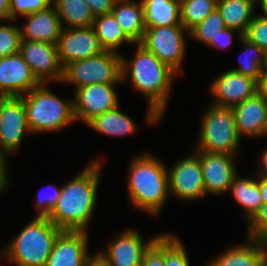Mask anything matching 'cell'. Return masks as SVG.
<instances>
[{
  "mask_svg": "<svg viewBox=\"0 0 267 266\" xmlns=\"http://www.w3.org/2000/svg\"><path fill=\"white\" fill-rule=\"evenodd\" d=\"M134 59L126 61L121 56L122 81L129 75L137 91L148 100L147 122L158 124L164 114L170 89L177 73L160 61L151 51L137 43Z\"/></svg>",
  "mask_w": 267,
  "mask_h": 266,
  "instance_id": "6da1fadb",
  "label": "cell"
},
{
  "mask_svg": "<svg viewBox=\"0 0 267 266\" xmlns=\"http://www.w3.org/2000/svg\"><path fill=\"white\" fill-rule=\"evenodd\" d=\"M101 163H90L75 178L62 186L57 204L47 217L56 227L86 231L96 206Z\"/></svg>",
  "mask_w": 267,
  "mask_h": 266,
  "instance_id": "7a4b0ae2",
  "label": "cell"
},
{
  "mask_svg": "<svg viewBox=\"0 0 267 266\" xmlns=\"http://www.w3.org/2000/svg\"><path fill=\"white\" fill-rule=\"evenodd\" d=\"M131 163L127 184L132 206L157 216L170 193L168 169L150 153Z\"/></svg>",
  "mask_w": 267,
  "mask_h": 266,
  "instance_id": "3957f363",
  "label": "cell"
},
{
  "mask_svg": "<svg viewBox=\"0 0 267 266\" xmlns=\"http://www.w3.org/2000/svg\"><path fill=\"white\" fill-rule=\"evenodd\" d=\"M62 231L47 217L36 216L4 249V256L17 266H45Z\"/></svg>",
  "mask_w": 267,
  "mask_h": 266,
  "instance_id": "277c9868",
  "label": "cell"
},
{
  "mask_svg": "<svg viewBox=\"0 0 267 266\" xmlns=\"http://www.w3.org/2000/svg\"><path fill=\"white\" fill-rule=\"evenodd\" d=\"M21 97L31 133L56 131L75 122L73 100H61L50 92L46 83H40Z\"/></svg>",
  "mask_w": 267,
  "mask_h": 266,
  "instance_id": "5b68a950",
  "label": "cell"
},
{
  "mask_svg": "<svg viewBox=\"0 0 267 266\" xmlns=\"http://www.w3.org/2000/svg\"><path fill=\"white\" fill-rule=\"evenodd\" d=\"M196 151L235 155L240 136L232 108L212 104L202 120Z\"/></svg>",
  "mask_w": 267,
  "mask_h": 266,
  "instance_id": "8992f818",
  "label": "cell"
},
{
  "mask_svg": "<svg viewBox=\"0 0 267 266\" xmlns=\"http://www.w3.org/2000/svg\"><path fill=\"white\" fill-rule=\"evenodd\" d=\"M75 84L76 88L91 84L119 83L122 81L121 55L105 50L99 55L76 60L63 68L62 82Z\"/></svg>",
  "mask_w": 267,
  "mask_h": 266,
  "instance_id": "52a82bcc",
  "label": "cell"
},
{
  "mask_svg": "<svg viewBox=\"0 0 267 266\" xmlns=\"http://www.w3.org/2000/svg\"><path fill=\"white\" fill-rule=\"evenodd\" d=\"M185 31L183 25L148 27L140 44L179 74L186 50Z\"/></svg>",
  "mask_w": 267,
  "mask_h": 266,
  "instance_id": "ba28073f",
  "label": "cell"
},
{
  "mask_svg": "<svg viewBox=\"0 0 267 266\" xmlns=\"http://www.w3.org/2000/svg\"><path fill=\"white\" fill-rule=\"evenodd\" d=\"M25 132L31 134L22 97H7L0 108V158L12 154ZM5 154V155H4Z\"/></svg>",
  "mask_w": 267,
  "mask_h": 266,
  "instance_id": "9c48e42d",
  "label": "cell"
},
{
  "mask_svg": "<svg viewBox=\"0 0 267 266\" xmlns=\"http://www.w3.org/2000/svg\"><path fill=\"white\" fill-rule=\"evenodd\" d=\"M19 53L40 83L54 80L62 82L63 67L56 44L22 39Z\"/></svg>",
  "mask_w": 267,
  "mask_h": 266,
  "instance_id": "30bf717a",
  "label": "cell"
},
{
  "mask_svg": "<svg viewBox=\"0 0 267 266\" xmlns=\"http://www.w3.org/2000/svg\"><path fill=\"white\" fill-rule=\"evenodd\" d=\"M115 84H91L77 88L73 100L75 120H83L87 124L95 116L115 109L119 105Z\"/></svg>",
  "mask_w": 267,
  "mask_h": 266,
  "instance_id": "8fae6325",
  "label": "cell"
},
{
  "mask_svg": "<svg viewBox=\"0 0 267 266\" xmlns=\"http://www.w3.org/2000/svg\"><path fill=\"white\" fill-rule=\"evenodd\" d=\"M169 192L182 200H197L206 195L202 167L194 154L176 162L168 169Z\"/></svg>",
  "mask_w": 267,
  "mask_h": 266,
  "instance_id": "7c38bea8",
  "label": "cell"
},
{
  "mask_svg": "<svg viewBox=\"0 0 267 266\" xmlns=\"http://www.w3.org/2000/svg\"><path fill=\"white\" fill-rule=\"evenodd\" d=\"M57 50L63 68L73 61L93 57L105 51L93 26L64 28L58 39Z\"/></svg>",
  "mask_w": 267,
  "mask_h": 266,
  "instance_id": "4fadbf2b",
  "label": "cell"
},
{
  "mask_svg": "<svg viewBox=\"0 0 267 266\" xmlns=\"http://www.w3.org/2000/svg\"><path fill=\"white\" fill-rule=\"evenodd\" d=\"M202 167L206 194L221 195L229 192L237 171L234 167V155L226 153H210L197 151L195 153Z\"/></svg>",
  "mask_w": 267,
  "mask_h": 266,
  "instance_id": "5bb4252c",
  "label": "cell"
},
{
  "mask_svg": "<svg viewBox=\"0 0 267 266\" xmlns=\"http://www.w3.org/2000/svg\"><path fill=\"white\" fill-rule=\"evenodd\" d=\"M40 82L20 53L0 58V93L7 97H21Z\"/></svg>",
  "mask_w": 267,
  "mask_h": 266,
  "instance_id": "9a60e30c",
  "label": "cell"
},
{
  "mask_svg": "<svg viewBox=\"0 0 267 266\" xmlns=\"http://www.w3.org/2000/svg\"><path fill=\"white\" fill-rule=\"evenodd\" d=\"M214 105L233 108L257 93V82L228 70L216 77L210 85Z\"/></svg>",
  "mask_w": 267,
  "mask_h": 266,
  "instance_id": "2e32d148",
  "label": "cell"
},
{
  "mask_svg": "<svg viewBox=\"0 0 267 266\" xmlns=\"http://www.w3.org/2000/svg\"><path fill=\"white\" fill-rule=\"evenodd\" d=\"M159 236L145 243L138 231L129 229L108 244L106 253L99 254L108 266H141L144 252Z\"/></svg>",
  "mask_w": 267,
  "mask_h": 266,
  "instance_id": "e0dca14e",
  "label": "cell"
},
{
  "mask_svg": "<svg viewBox=\"0 0 267 266\" xmlns=\"http://www.w3.org/2000/svg\"><path fill=\"white\" fill-rule=\"evenodd\" d=\"M86 231L63 230L55 240L45 266H83L89 257Z\"/></svg>",
  "mask_w": 267,
  "mask_h": 266,
  "instance_id": "ac0fdd59",
  "label": "cell"
},
{
  "mask_svg": "<svg viewBox=\"0 0 267 266\" xmlns=\"http://www.w3.org/2000/svg\"><path fill=\"white\" fill-rule=\"evenodd\" d=\"M24 17L27 18V23L25 28L20 29L22 39L57 45L64 25L54 5Z\"/></svg>",
  "mask_w": 267,
  "mask_h": 266,
  "instance_id": "d6986e66",
  "label": "cell"
},
{
  "mask_svg": "<svg viewBox=\"0 0 267 266\" xmlns=\"http://www.w3.org/2000/svg\"><path fill=\"white\" fill-rule=\"evenodd\" d=\"M239 136L262 137L267 118V101L256 93L233 108Z\"/></svg>",
  "mask_w": 267,
  "mask_h": 266,
  "instance_id": "ffe728a7",
  "label": "cell"
},
{
  "mask_svg": "<svg viewBox=\"0 0 267 266\" xmlns=\"http://www.w3.org/2000/svg\"><path fill=\"white\" fill-rule=\"evenodd\" d=\"M247 241L225 250L207 266H263L267 261V242L249 237Z\"/></svg>",
  "mask_w": 267,
  "mask_h": 266,
  "instance_id": "44dd1931",
  "label": "cell"
},
{
  "mask_svg": "<svg viewBox=\"0 0 267 266\" xmlns=\"http://www.w3.org/2000/svg\"><path fill=\"white\" fill-rule=\"evenodd\" d=\"M112 13L126 36L134 44L140 43L146 30L142 3L134 0H116Z\"/></svg>",
  "mask_w": 267,
  "mask_h": 266,
  "instance_id": "7402d4cb",
  "label": "cell"
},
{
  "mask_svg": "<svg viewBox=\"0 0 267 266\" xmlns=\"http://www.w3.org/2000/svg\"><path fill=\"white\" fill-rule=\"evenodd\" d=\"M255 4V0H217L216 8L225 26L238 30L240 38L254 18Z\"/></svg>",
  "mask_w": 267,
  "mask_h": 266,
  "instance_id": "603a6c76",
  "label": "cell"
},
{
  "mask_svg": "<svg viewBox=\"0 0 267 266\" xmlns=\"http://www.w3.org/2000/svg\"><path fill=\"white\" fill-rule=\"evenodd\" d=\"M146 28L181 24L180 0H142Z\"/></svg>",
  "mask_w": 267,
  "mask_h": 266,
  "instance_id": "cb8c5ba5",
  "label": "cell"
},
{
  "mask_svg": "<svg viewBox=\"0 0 267 266\" xmlns=\"http://www.w3.org/2000/svg\"><path fill=\"white\" fill-rule=\"evenodd\" d=\"M229 191L233 194L236 202L243 208L246 219L249 222L263 205L260 194V177L256 181L245 177L239 178L236 175Z\"/></svg>",
  "mask_w": 267,
  "mask_h": 266,
  "instance_id": "d4e9b609",
  "label": "cell"
},
{
  "mask_svg": "<svg viewBox=\"0 0 267 266\" xmlns=\"http://www.w3.org/2000/svg\"><path fill=\"white\" fill-rule=\"evenodd\" d=\"M86 125L109 136L130 135L136 130L133 120L119 110V105L115 109L95 116Z\"/></svg>",
  "mask_w": 267,
  "mask_h": 266,
  "instance_id": "484cf974",
  "label": "cell"
},
{
  "mask_svg": "<svg viewBox=\"0 0 267 266\" xmlns=\"http://www.w3.org/2000/svg\"><path fill=\"white\" fill-rule=\"evenodd\" d=\"M92 26L104 50L117 52L124 42L134 44L126 36L113 13L95 17Z\"/></svg>",
  "mask_w": 267,
  "mask_h": 266,
  "instance_id": "4316f807",
  "label": "cell"
},
{
  "mask_svg": "<svg viewBox=\"0 0 267 266\" xmlns=\"http://www.w3.org/2000/svg\"><path fill=\"white\" fill-rule=\"evenodd\" d=\"M64 28H79L93 25L94 17L84 0H52Z\"/></svg>",
  "mask_w": 267,
  "mask_h": 266,
  "instance_id": "83f0119b",
  "label": "cell"
},
{
  "mask_svg": "<svg viewBox=\"0 0 267 266\" xmlns=\"http://www.w3.org/2000/svg\"><path fill=\"white\" fill-rule=\"evenodd\" d=\"M245 49V54L247 57H243L240 62V67L236 69H231V71L237 72L244 75L245 77L251 78L258 82V79L262 73V70L266 65V54L262 48L257 44L251 42L244 35L240 37Z\"/></svg>",
  "mask_w": 267,
  "mask_h": 266,
  "instance_id": "f1b7e54d",
  "label": "cell"
},
{
  "mask_svg": "<svg viewBox=\"0 0 267 266\" xmlns=\"http://www.w3.org/2000/svg\"><path fill=\"white\" fill-rule=\"evenodd\" d=\"M217 0H180L181 24L190 32L214 9Z\"/></svg>",
  "mask_w": 267,
  "mask_h": 266,
  "instance_id": "f546056e",
  "label": "cell"
},
{
  "mask_svg": "<svg viewBox=\"0 0 267 266\" xmlns=\"http://www.w3.org/2000/svg\"><path fill=\"white\" fill-rule=\"evenodd\" d=\"M224 28H226V26L223 18L216 8L200 24L194 27L189 32V35L194 37V40H198L207 45L211 39H215Z\"/></svg>",
  "mask_w": 267,
  "mask_h": 266,
  "instance_id": "4dcf8cb0",
  "label": "cell"
},
{
  "mask_svg": "<svg viewBox=\"0 0 267 266\" xmlns=\"http://www.w3.org/2000/svg\"><path fill=\"white\" fill-rule=\"evenodd\" d=\"M21 40L19 27L0 24V58L19 53Z\"/></svg>",
  "mask_w": 267,
  "mask_h": 266,
  "instance_id": "1f68e13d",
  "label": "cell"
},
{
  "mask_svg": "<svg viewBox=\"0 0 267 266\" xmlns=\"http://www.w3.org/2000/svg\"><path fill=\"white\" fill-rule=\"evenodd\" d=\"M165 266H190L184 245L169 234H165Z\"/></svg>",
  "mask_w": 267,
  "mask_h": 266,
  "instance_id": "d6a6232c",
  "label": "cell"
},
{
  "mask_svg": "<svg viewBox=\"0 0 267 266\" xmlns=\"http://www.w3.org/2000/svg\"><path fill=\"white\" fill-rule=\"evenodd\" d=\"M244 36L267 52V17L254 15Z\"/></svg>",
  "mask_w": 267,
  "mask_h": 266,
  "instance_id": "836d02e7",
  "label": "cell"
},
{
  "mask_svg": "<svg viewBox=\"0 0 267 266\" xmlns=\"http://www.w3.org/2000/svg\"><path fill=\"white\" fill-rule=\"evenodd\" d=\"M141 266H165V233L144 252Z\"/></svg>",
  "mask_w": 267,
  "mask_h": 266,
  "instance_id": "e575fe53",
  "label": "cell"
},
{
  "mask_svg": "<svg viewBox=\"0 0 267 266\" xmlns=\"http://www.w3.org/2000/svg\"><path fill=\"white\" fill-rule=\"evenodd\" d=\"M51 3L52 0H11V17L15 20L17 15L25 16L41 11Z\"/></svg>",
  "mask_w": 267,
  "mask_h": 266,
  "instance_id": "d590c367",
  "label": "cell"
},
{
  "mask_svg": "<svg viewBox=\"0 0 267 266\" xmlns=\"http://www.w3.org/2000/svg\"><path fill=\"white\" fill-rule=\"evenodd\" d=\"M248 223V237L267 242V204Z\"/></svg>",
  "mask_w": 267,
  "mask_h": 266,
  "instance_id": "8d00e7d4",
  "label": "cell"
},
{
  "mask_svg": "<svg viewBox=\"0 0 267 266\" xmlns=\"http://www.w3.org/2000/svg\"><path fill=\"white\" fill-rule=\"evenodd\" d=\"M61 190H62V187L55 188L49 194L47 193L45 194L43 192V194L41 193V195L37 196L38 200L36 202V207H37V210L39 211L37 214V217H48L49 216L52 209L55 207V205L58 202V199L61 194Z\"/></svg>",
  "mask_w": 267,
  "mask_h": 266,
  "instance_id": "74e56055",
  "label": "cell"
},
{
  "mask_svg": "<svg viewBox=\"0 0 267 266\" xmlns=\"http://www.w3.org/2000/svg\"><path fill=\"white\" fill-rule=\"evenodd\" d=\"M89 6L93 17L112 13L116 0H84Z\"/></svg>",
  "mask_w": 267,
  "mask_h": 266,
  "instance_id": "f35d334b",
  "label": "cell"
},
{
  "mask_svg": "<svg viewBox=\"0 0 267 266\" xmlns=\"http://www.w3.org/2000/svg\"><path fill=\"white\" fill-rule=\"evenodd\" d=\"M238 30L232 28H224L219 32V34L215 37V39H211V41L207 44V46L217 47V48H227L232 44V33L237 32Z\"/></svg>",
  "mask_w": 267,
  "mask_h": 266,
  "instance_id": "ab89813d",
  "label": "cell"
},
{
  "mask_svg": "<svg viewBox=\"0 0 267 266\" xmlns=\"http://www.w3.org/2000/svg\"><path fill=\"white\" fill-rule=\"evenodd\" d=\"M257 93L267 101V71L262 70V73L257 82Z\"/></svg>",
  "mask_w": 267,
  "mask_h": 266,
  "instance_id": "60d3db41",
  "label": "cell"
},
{
  "mask_svg": "<svg viewBox=\"0 0 267 266\" xmlns=\"http://www.w3.org/2000/svg\"><path fill=\"white\" fill-rule=\"evenodd\" d=\"M11 0H0V21L8 20L12 21L11 17Z\"/></svg>",
  "mask_w": 267,
  "mask_h": 266,
  "instance_id": "b9f144b4",
  "label": "cell"
},
{
  "mask_svg": "<svg viewBox=\"0 0 267 266\" xmlns=\"http://www.w3.org/2000/svg\"><path fill=\"white\" fill-rule=\"evenodd\" d=\"M83 266H108V264L98 252L94 256H89L83 263Z\"/></svg>",
  "mask_w": 267,
  "mask_h": 266,
  "instance_id": "7bdbcfd3",
  "label": "cell"
},
{
  "mask_svg": "<svg viewBox=\"0 0 267 266\" xmlns=\"http://www.w3.org/2000/svg\"><path fill=\"white\" fill-rule=\"evenodd\" d=\"M5 168L6 162L0 158V193L9 185Z\"/></svg>",
  "mask_w": 267,
  "mask_h": 266,
  "instance_id": "ee69618b",
  "label": "cell"
},
{
  "mask_svg": "<svg viewBox=\"0 0 267 266\" xmlns=\"http://www.w3.org/2000/svg\"><path fill=\"white\" fill-rule=\"evenodd\" d=\"M261 164L262 168L260 169L259 176L261 178H267V148L263 151V155L261 156Z\"/></svg>",
  "mask_w": 267,
  "mask_h": 266,
  "instance_id": "f6af8a7d",
  "label": "cell"
},
{
  "mask_svg": "<svg viewBox=\"0 0 267 266\" xmlns=\"http://www.w3.org/2000/svg\"><path fill=\"white\" fill-rule=\"evenodd\" d=\"M260 194L263 200V205L267 204V178H260Z\"/></svg>",
  "mask_w": 267,
  "mask_h": 266,
  "instance_id": "bcb514c9",
  "label": "cell"
},
{
  "mask_svg": "<svg viewBox=\"0 0 267 266\" xmlns=\"http://www.w3.org/2000/svg\"><path fill=\"white\" fill-rule=\"evenodd\" d=\"M255 2H259L260 3V7L262 9L263 12V16L267 17V0H255Z\"/></svg>",
  "mask_w": 267,
  "mask_h": 266,
  "instance_id": "7dc6e473",
  "label": "cell"
},
{
  "mask_svg": "<svg viewBox=\"0 0 267 266\" xmlns=\"http://www.w3.org/2000/svg\"><path fill=\"white\" fill-rule=\"evenodd\" d=\"M7 98V96L3 95L0 93V108H1V105L3 104L4 100Z\"/></svg>",
  "mask_w": 267,
  "mask_h": 266,
  "instance_id": "c3c4849f",
  "label": "cell"
},
{
  "mask_svg": "<svg viewBox=\"0 0 267 266\" xmlns=\"http://www.w3.org/2000/svg\"><path fill=\"white\" fill-rule=\"evenodd\" d=\"M267 135V118H266V122H265V126H264V130H263V136Z\"/></svg>",
  "mask_w": 267,
  "mask_h": 266,
  "instance_id": "681fc988",
  "label": "cell"
},
{
  "mask_svg": "<svg viewBox=\"0 0 267 266\" xmlns=\"http://www.w3.org/2000/svg\"><path fill=\"white\" fill-rule=\"evenodd\" d=\"M264 69L267 71V54H266V65Z\"/></svg>",
  "mask_w": 267,
  "mask_h": 266,
  "instance_id": "f907efd6",
  "label": "cell"
}]
</instances>
